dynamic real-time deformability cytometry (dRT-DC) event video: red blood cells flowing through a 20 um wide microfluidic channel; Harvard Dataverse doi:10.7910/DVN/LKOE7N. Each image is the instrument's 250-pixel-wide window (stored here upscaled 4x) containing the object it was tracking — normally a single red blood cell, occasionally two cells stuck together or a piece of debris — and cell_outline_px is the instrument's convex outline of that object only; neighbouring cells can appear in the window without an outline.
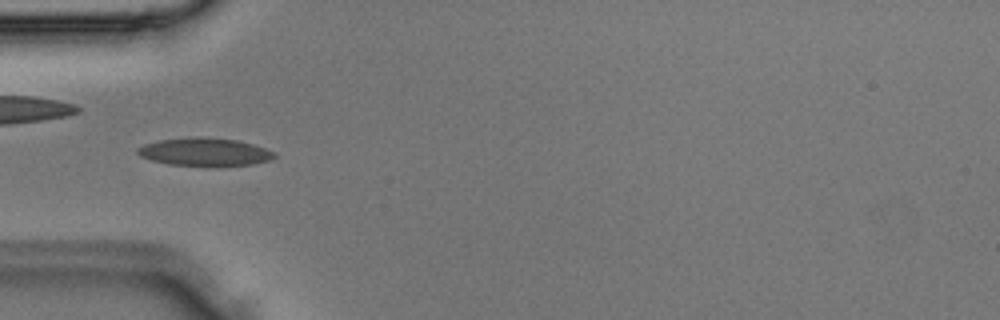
{"species": "Egyptian fruit bat (a non-hibernating species)", "species_latin": "Rousettus aegyptiacus", "temperature_condition": "room temperature", "stored_images_in_passage": 2, "camera_frame_rate_fps": 3000, "um_per_image_px": 0.085, "animal": {"sex": "male"}, "frame": {"image": 1, "passage_image": 2, "time_ms": 0.333, "image_size_px": [1000, 320], "cell_outline_px": [[276, 156], [268, 160], [252, 164], [168, 164], [152, 160], [140, 156], [136, 152], [136, 148], [144, 144], [160, 140], [192, 136], [200, 136], [236, 140], [252, 144], [276, 152]], "centroid_in_image_um": [17.35, 12.87], "position_along_channel_um": 67.6, "area_um2": 21.68}}